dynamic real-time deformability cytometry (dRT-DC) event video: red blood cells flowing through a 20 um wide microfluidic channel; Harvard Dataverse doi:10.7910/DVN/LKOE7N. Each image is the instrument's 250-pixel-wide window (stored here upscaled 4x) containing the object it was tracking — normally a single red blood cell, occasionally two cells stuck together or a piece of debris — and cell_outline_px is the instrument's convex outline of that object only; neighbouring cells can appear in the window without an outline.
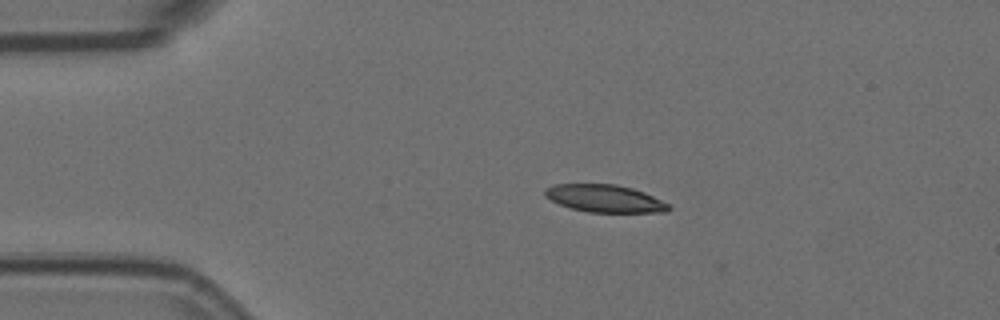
{"species": "Egyptian fruit bat (a non-hibernating species)", "species_latin": "Rousettus aegyptiacus", "temperature_condition": "room temperature", "stored_images_in_passage": 3, "camera_frame_rate_fps": 3000, "um_per_image_px": 0.085, "animal": {"sex": "female"}, "frame": {"image": 1, "passage_image": 1, "time_ms": 0.0, "image_size_px": [1000, 320], "cell_outline_px": [[672, 208], [668, 212], [588, 212], [572, 208], [560, 204], [544, 196], [544, 188], [556, 184], [616, 184], [632, 188], [644, 192], [668, 204]], "centroid_in_image_um": [51.4, 16.87], "position_along_channel_um": 33.6, "area_um2": 19.71}}